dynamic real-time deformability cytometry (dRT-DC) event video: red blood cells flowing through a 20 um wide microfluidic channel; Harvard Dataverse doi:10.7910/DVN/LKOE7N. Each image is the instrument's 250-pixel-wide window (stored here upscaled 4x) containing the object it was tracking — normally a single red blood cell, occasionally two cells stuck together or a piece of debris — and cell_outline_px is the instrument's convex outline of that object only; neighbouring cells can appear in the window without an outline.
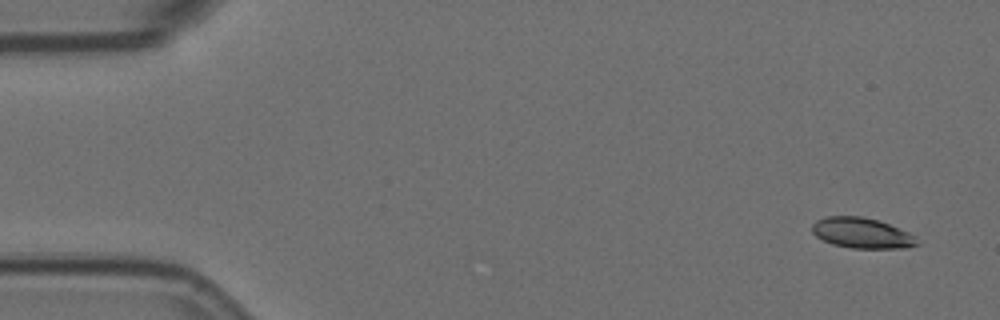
{"species": "Egyptian fruit bat (a non-hibernating species)", "species_latin": "Rousettus aegyptiacus", "temperature_condition": "room temperature", "stored_images_in_passage": 6, "camera_frame_rate_fps": 3000, "um_per_image_px": 0.085, "animal": {"sex": "female"}, "frame": {"image": 1, "passage_image": 1, "time_ms": 0.0, "image_size_px": [1000, 320], "cell_outline_px": [[920, 244], [904, 248], [852, 248], [832, 244], [816, 236], [812, 232], [812, 224], [816, 220], [828, 216], [860, 216], [876, 220], [888, 224], [908, 232], [916, 236]], "centroid_in_image_um": [73.26, 19.81], "position_along_channel_um": 11.7, "area_um2": 18.55}}